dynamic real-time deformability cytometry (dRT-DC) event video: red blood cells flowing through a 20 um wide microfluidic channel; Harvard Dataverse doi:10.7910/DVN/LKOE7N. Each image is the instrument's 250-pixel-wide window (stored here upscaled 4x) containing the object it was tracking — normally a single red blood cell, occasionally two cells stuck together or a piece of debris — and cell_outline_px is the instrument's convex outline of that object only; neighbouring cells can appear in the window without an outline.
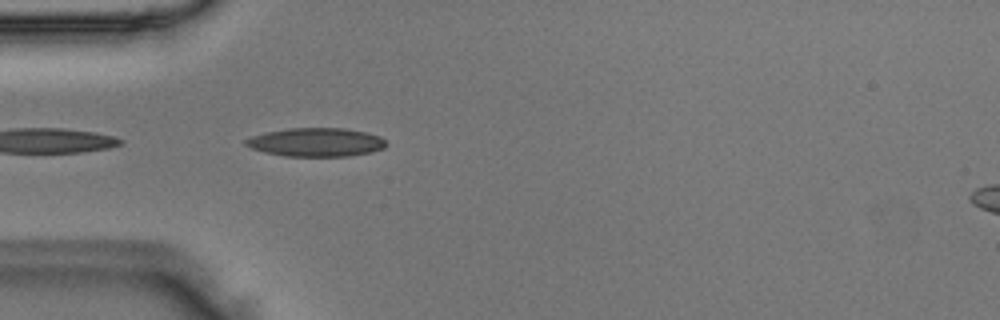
{"species": "Egyptian fruit bat (a non-hibernating species)", "species_latin": "Rousettus aegyptiacus", "temperature_condition": "room temperature", "stored_images_in_passage": 7, "camera_frame_rate_fps": 3000, "um_per_image_px": 0.085, "animal": {"sex": "male"}, "frame": {"image": 1, "passage_image": 1, "time_ms": 0.0, "image_size_px": [1000, 320], "cell_outline_px": [[388, 144], [384, 148], [372, 152], [348, 156], [284, 156], [264, 152], [252, 148], [244, 144], [244, 140], [252, 136], [268, 132], [288, 128], [344, 128], [368, 132], [380, 136]], "centroid_in_image_um": [26.9, 12.09], "position_along_channel_um": 58.1, "area_um2": 23.47}}
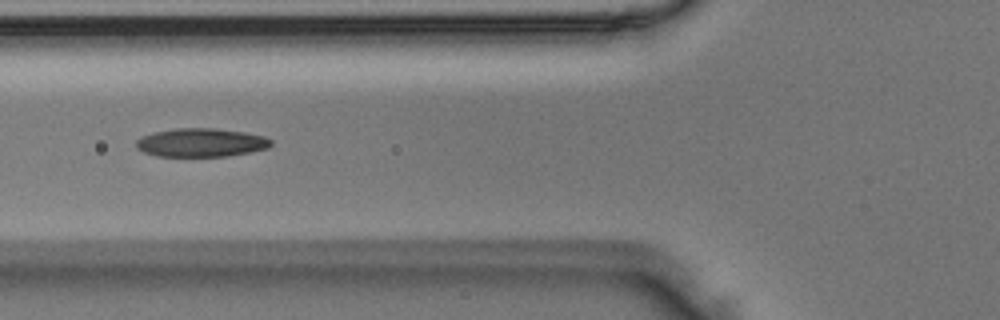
{"frame": {"image": 2, "passage_image": 5, "time_ms": 1.333, "image_size_px": [1000, 320], "cell_outline_px": [[272, 144], [268, 148], [252, 152], [228, 156], [156, 156], [144, 152], [136, 148], [136, 140], [140, 136], [156, 132], [176, 128], [216, 128], [244, 132], [264, 136], [272, 140]], "centroid_in_image_um": [17.1, 12.12], "position_along_channel_um": 108.7, "area_um2": 22.54}}